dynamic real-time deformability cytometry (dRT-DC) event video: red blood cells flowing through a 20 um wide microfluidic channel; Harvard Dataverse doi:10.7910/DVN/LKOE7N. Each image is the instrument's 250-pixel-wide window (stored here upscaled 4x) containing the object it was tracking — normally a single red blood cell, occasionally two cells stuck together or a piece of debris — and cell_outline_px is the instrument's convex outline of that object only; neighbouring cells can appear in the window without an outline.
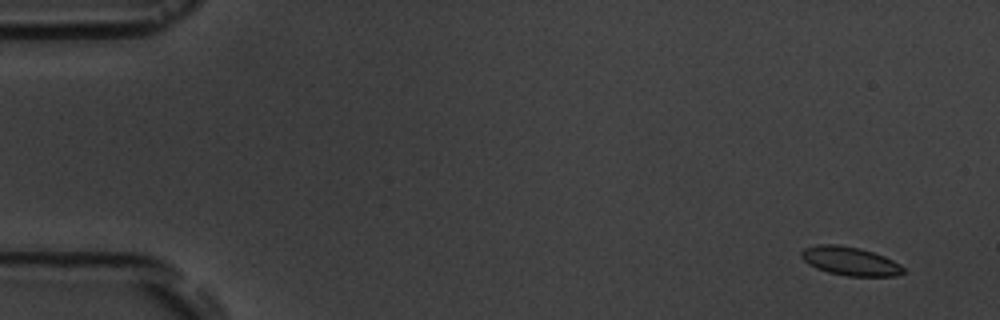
{"species": "common noctule bat (a hibernating species)", "species_latin": "Nyctalus noctula", "temperature_condition": "room temperature", "stored_images_in_passage": 4, "camera_frame_rate_fps": 3000, "um_per_image_px": 0.085, "animal": {"sex": "male", "body_mass_g": 19.5, "forearm_length_mm": 54.6}, "frame": {"image": 1, "passage_image": 1, "time_ms": 0.0, "image_size_px": [1000, 320], "cell_outline_px": [[904, 272], [896, 276], [848, 276], [828, 272], [816, 268], [808, 264], [800, 256], [800, 252], [804, 248], [816, 244], [840, 244], [860, 248], [884, 256], [900, 264], [904, 268]], "centroid_in_image_um": [72.23, 22.18], "position_along_channel_um": 12.8, "area_um2": 17.11}}
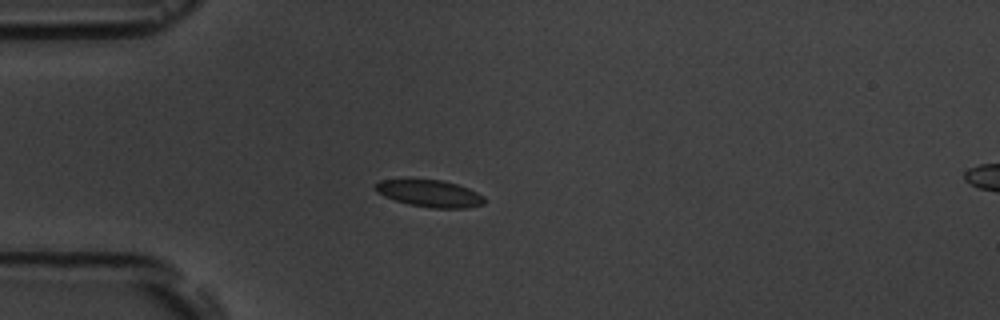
{"frame": {"image": 2, "passage_image": 4, "time_ms": 4.0, "image_size_px": [1000, 320], "cell_outline_px": [[488, 200], [484, 204], [468, 208], [432, 208], [408, 204], [384, 196], [376, 192], [372, 184], [380, 180], [444, 180], [468, 188], [484, 196]], "centroid_in_image_um": [36.54, 16.45], "position_along_channel_um": 48.5, "area_um2": 17.22}}